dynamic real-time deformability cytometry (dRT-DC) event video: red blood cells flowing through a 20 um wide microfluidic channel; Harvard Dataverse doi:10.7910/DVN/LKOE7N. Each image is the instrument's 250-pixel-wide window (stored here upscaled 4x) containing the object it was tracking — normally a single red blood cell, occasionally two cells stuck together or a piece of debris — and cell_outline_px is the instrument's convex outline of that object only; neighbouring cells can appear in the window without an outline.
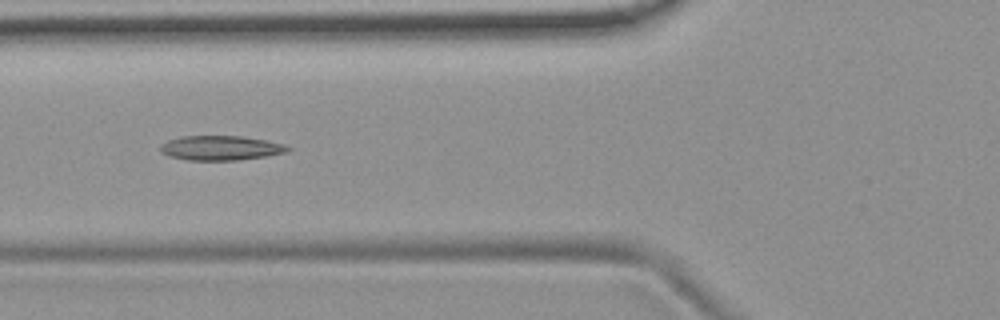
{"species": "common noctule bat (a hibernating species)", "species_latin": "Nyctalus noctula", "temperature_condition": "room temperature", "stored_images_in_passage": 10, "camera_frame_rate_fps": 3000, "um_per_image_px": 0.085, "animal": {"sex": "female", "body_mass_g": 19.9}, "frame": {"image": 1, "passage_image": 5, "time_ms": 5.667, "image_size_px": [1000, 320], "cell_outline_px": [[292, 148], [288, 152], [240, 160], [188, 160], [168, 156], [160, 152], [160, 144], [168, 140], [180, 136], [240, 136], [264, 140], [284, 144]], "centroid_in_image_um": [18.73, 12.58], "position_along_channel_um": 107.1, "area_um2": 18.26}}
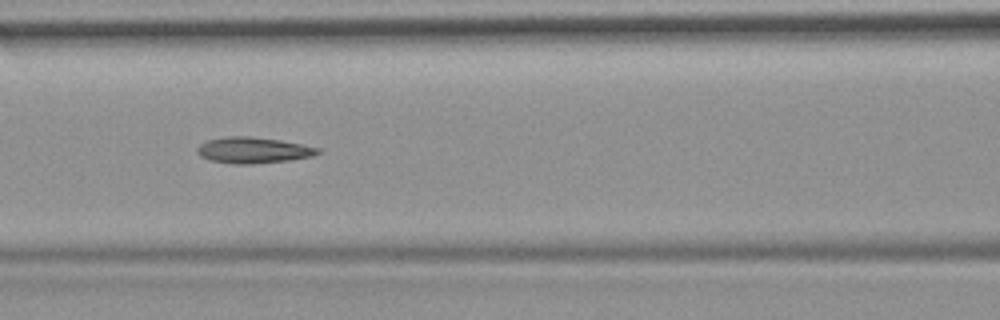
{"frame": {"image": 2, "passage_image": 6, "time_ms": 6.667, "image_size_px": [1000, 320], "cell_outline_px": [[320, 152], [312, 156], [288, 160], [252, 164], [232, 164], [208, 160], [200, 156], [196, 152], [196, 148], [200, 144], [208, 140], [228, 136], [252, 136], [280, 140], [320, 148]], "centroid_in_image_um": [21.47, 12.77], "position_along_channel_um": 145.1, "area_um2": 18.32}}
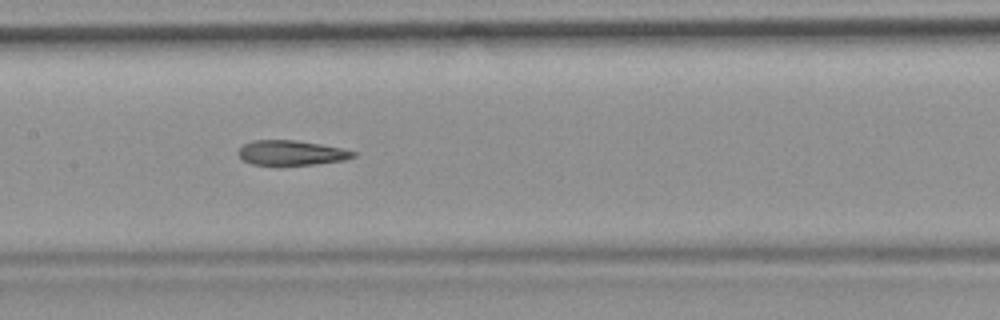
{"frame": {"image": 3, "passage_image": 7, "time_ms": 7.667, "image_size_px": [1000, 320], "cell_outline_px": [[356, 156], [344, 160], [316, 164], [252, 164], [244, 160], [236, 152], [244, 144], [252, 140], [296, 140], [320, 144], [340, 148], [356, 152]], "centroid_in_image_um": [24.76, 12.97], "position_along_channel_um": 182.6, "area_um2": 16.36}}